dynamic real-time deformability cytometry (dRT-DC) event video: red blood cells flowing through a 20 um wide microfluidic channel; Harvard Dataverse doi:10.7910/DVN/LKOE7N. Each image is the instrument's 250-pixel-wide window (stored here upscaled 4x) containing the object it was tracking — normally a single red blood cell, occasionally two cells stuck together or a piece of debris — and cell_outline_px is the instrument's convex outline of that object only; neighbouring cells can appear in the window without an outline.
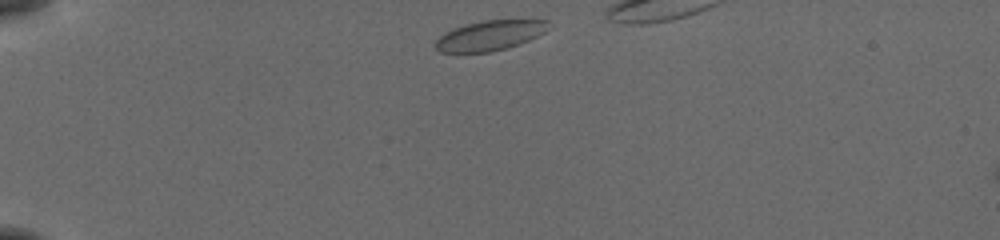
{"species": "common noctule bat (a hibernating species)", "species_latin": "Nyctalus noctula", "temperature_condition": "cold", "stored_images_in_passage": 35, "camera_frame_rate_fps": 3000, "um_per_image_px": 0.085, "animal": {"sex": "female", "body_mass_g": 19.5, "forearm_length_mm": 54.1}, "frame": {"image": 1, "passage_image": 1, "time_ms": 0.0, "image_size_px": [1000, 240], "cell_outline_px": [[548, 20], [544, 32], [520, 44], [488, 52], [440, 52], [436, 48], [436, 40], [440, 36], [456, 28], [468, 24], [484, 20]], "centroid_in_image_um": [41.62, 3.02], "position_along_channel_um": 43.4, "area_um2": 19.07}}
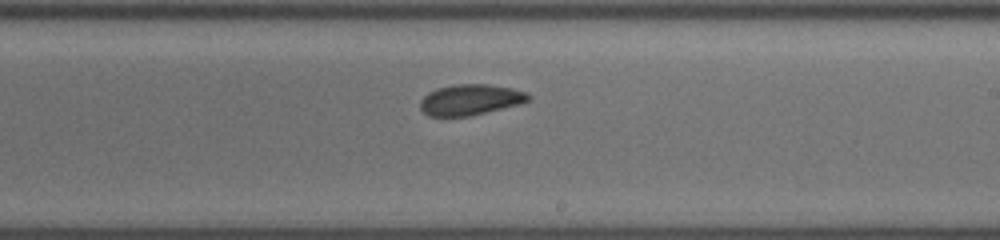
{"frame": {"image": 2, "passage_image": 21, "time_ms": 6.667, "image_size_px": [1000, 240], "cell_outline_px": [[532, 100], [520, 104], [468, 116], [428, 116], [420, 108], [420, 100], [428, 92], [436, 88], [456, 84], [488, 84], [512, 88], [528, 92], [532, 96]], "centroid_in_image_um": [40.01, 8.46], "position_along_channel_um": 249.0, "area_um2": 19.54}}
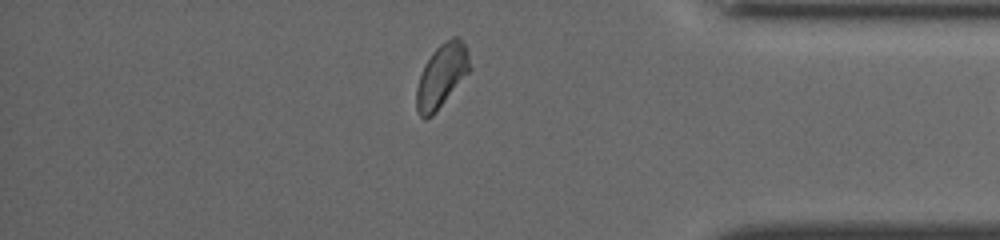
{"frame": {"image": 3, "passage_image": 34, "time_ms": 11.0, "image_size_px": [1000, 240], "cell_outline_px": [[472, 68], [436, 112], [432, 116], [424, 120], [416, 112], [416, 88], [424, 64], [432, 52], [440, 44], [452, 36], [460, 36], [468, 48]], "centroid_in_image_um": [37.55, 6.41], "position_along_channel_um": 397.6, "area_um2": 20.06}}